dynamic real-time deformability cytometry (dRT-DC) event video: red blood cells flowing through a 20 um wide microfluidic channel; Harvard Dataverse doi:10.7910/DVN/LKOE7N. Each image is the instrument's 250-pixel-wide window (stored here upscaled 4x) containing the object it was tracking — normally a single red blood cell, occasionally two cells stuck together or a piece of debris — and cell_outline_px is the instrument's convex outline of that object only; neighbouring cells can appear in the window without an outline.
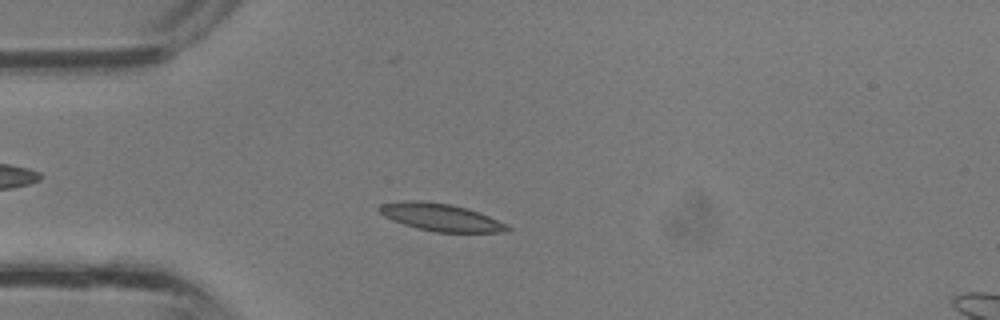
{"species": "common noctule bat (a hibernating species)", "species_latin": "Nyctalus noctula", "temperature_condition": "room temperature", "stored_images_in_passage": 34, "camera_frame_rate_fps": 3000, "um_per_image_px": 0.085, "animal": {"sex": "male", "body_mass_g": 13.3}, "frame": {"image": 1, "passage_image": 7, "time_ms": 2.0, "image_size_px": [1000, 320], "cell_outline_px": [[512, 228], [508, 232], [436, 232], [404, 224], [392, 220], [384, 216], [376, 208], [380, 204], [404, 200], [420, 200], [452, 204], [468, 208], [480, 212], [508, 224]], "centroid_in_image_um": [37.49, 18.45], "position_along_channel_um": 47.5, "area_um2": 20.69}}
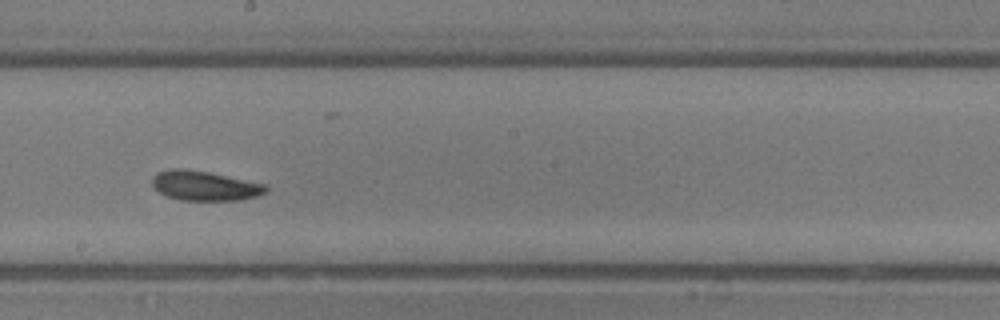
{"frame": {"image": 2, "passage_image": 18, "time_ms": 5.667, "image_size_px": [1000, 320], "cell_outline_px": [[268, 192], [244, 200], [180, 200], [156, 192], [152, 184], [152, 180], [156, 172], [172, 168], [184, 168], [208, 172], [264, 184], [268, 188]], "centroid_in_image_um": [17.36, 15.79], "position_along_channel_um": 230.8, "area_um2": 19.71}}
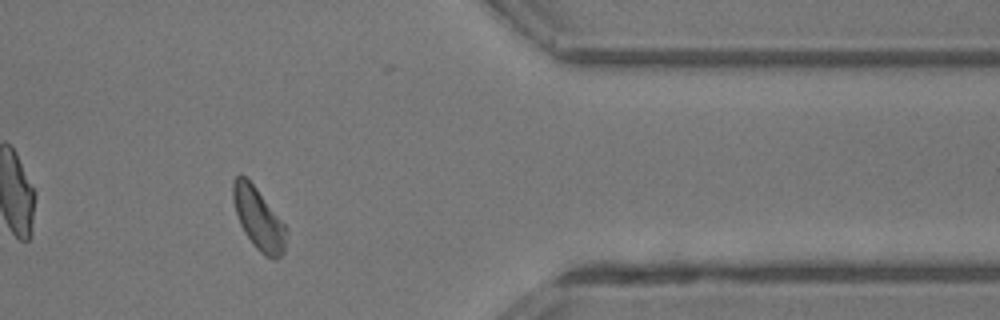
{"frame": {"image": 3, "passage_image": 28, "time_ms": 9.0, "image_size_px": [1000, 320], "cell_outline_px": [[288, 232], [284, 252], [276, 260], [272, 260], [264, 256], [252, 244], [244, 232], [240, 224], [232, 200], [232, 180], [240, 172], [256, 188], [288, 228]], "centroid_in_image_um": [21.98, 18.62], "position_along_channel_um": 389.4, "area_um2": 19.42}}